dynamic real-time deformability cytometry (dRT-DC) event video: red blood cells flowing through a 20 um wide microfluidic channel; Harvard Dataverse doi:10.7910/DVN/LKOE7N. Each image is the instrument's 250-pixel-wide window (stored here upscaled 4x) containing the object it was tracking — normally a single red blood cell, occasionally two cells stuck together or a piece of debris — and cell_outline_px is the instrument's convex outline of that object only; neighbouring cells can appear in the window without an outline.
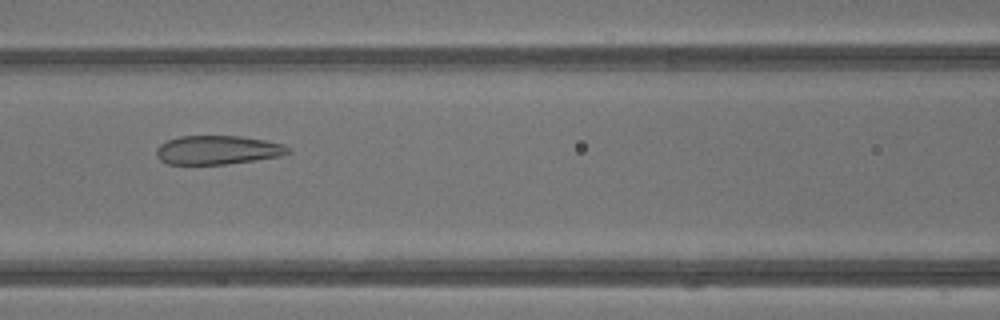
{"species": "common noctule bat (a hibernating species)", "species_latin": "Nyctalus noctula", "temperature_condition": "warm", "stored_images_in_passage": 30, "camera_frame_rate_fps": 3000, "um_per_image_px": 0.085, "animal": {"sex": "male", "body_mass_g": 13.3}, "frame": {"image": 1, "passage_image": 7, "time_ms": 2.0, "image_size_px": [1000, 320], "cell_outline_px": [[292, 152], [280, 156], [256, 160], [224, 164], [168, 164], [160, 160], [156, 156], [156, 148], [160, 144], [168, 140], [180, 136], [240, 136], [264, 140], [284, 144]], "centroid_in_image_um": [18.49, 12.75], "position_along_channel_um": 148.1, "area_um2": 22.14}}
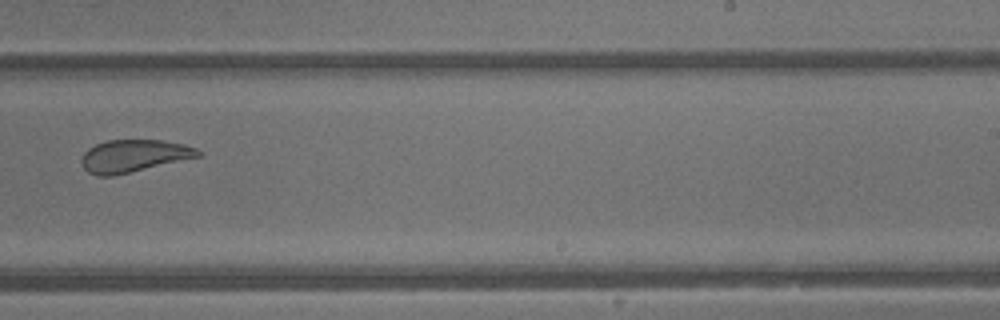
{"frame": {"image": 2, "passage_image": 15, "time_ms": 4.667, "image_size_px": [1000, 320], "cell_outline_px": [[200, 156], [112, 176], [96, 176], [88, 172], [84, 168], [80, 160], [84, 152], [88, 148], [96, 144], [108, 140], [160, 140], [184, 144], [196, 148], [200, 152]], "centroid_in_image_um": [11.32, 13.25], "position_along_channel_um": 277.7, "area_um2": 21.79}}
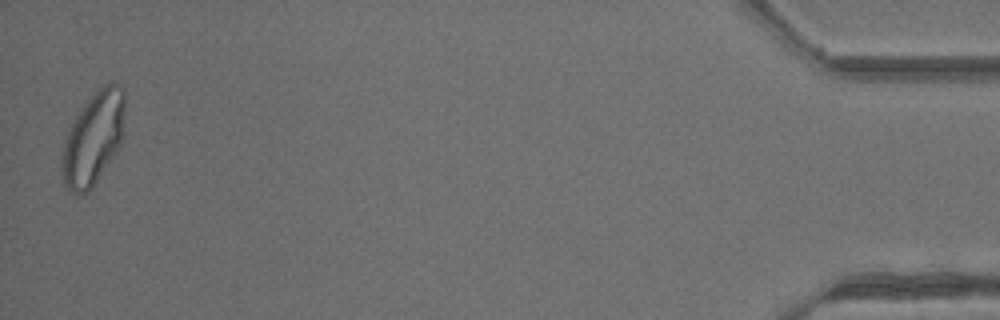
{"frame": {"image": 3, "passage_image": 30, "time_ms": 9.667, "image_size_px": [1000, 320], "cell_outline_px": [[124, 132], [120, 144], [116, 152], [92, 188], [88, 192], [80, 196], [76, 196], [64, 184], [60, 164], [60, 160], [64, 140], [76, 116], [84, 104], [96, 88], [112, 80], [120, 84], [124, 88]], "centroid_in_image_um": [7.94, 11.75], "position_along_channel_um": 427.3, "area_um2": 34.56}, "authors_computed_cell_mechanics": {"area_um2": 23.9581, "velocity_mm_per_s": 4.8706, "shape_relaxation_time_tau1_ms": null, "shape_relaxation_time_tau2_ms": 0.9828, "deformation_change_tau1": null, "deformation_change_tau2": 0.0792}}